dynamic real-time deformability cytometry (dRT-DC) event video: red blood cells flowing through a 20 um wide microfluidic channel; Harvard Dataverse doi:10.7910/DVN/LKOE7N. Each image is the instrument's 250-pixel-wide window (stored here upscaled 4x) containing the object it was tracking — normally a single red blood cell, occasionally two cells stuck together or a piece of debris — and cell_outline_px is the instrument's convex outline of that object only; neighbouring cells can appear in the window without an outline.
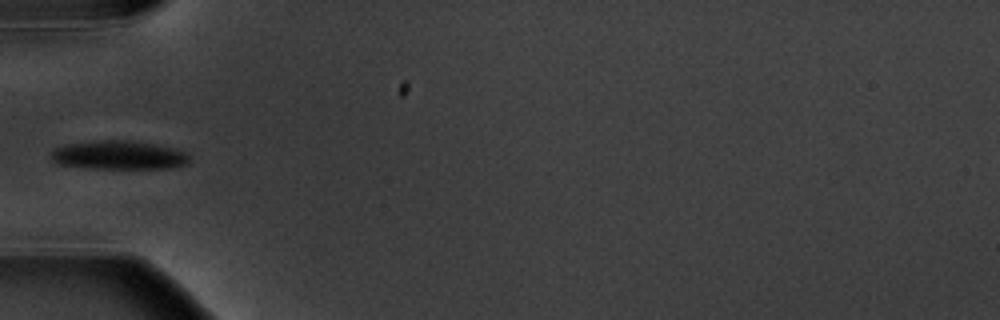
{"species": "common noctule bat (a hibernating species)", "species_latin": "Nyctalus noctula", "temperature_condition": "warm", "stored_images_in_passage": 8, "camera_frame_rate_fps": 3000, "um_per_image_px": 0.085, "animal": {"sex": "male", "body_mass_g": 20.1, "forearm_length_mm": 53.5}, "frame": {"image": 1, "passage_image": 5, "time_ms": 5.667, "image_size_px": [1000, 320], "cell_outline_px": [[188, 164], [172, 168], [88, 168], [56, 164], [52, 160], [52, 152], [56, 148], [68, 144], [104, 140], [124, 140], [152, 144], [172, 148], [184, 152], [188, 156]], "centroid_in_image_um": [10.08, 13.2], "position_along_channel_um": 74.9, "area_um2": 22.77}}
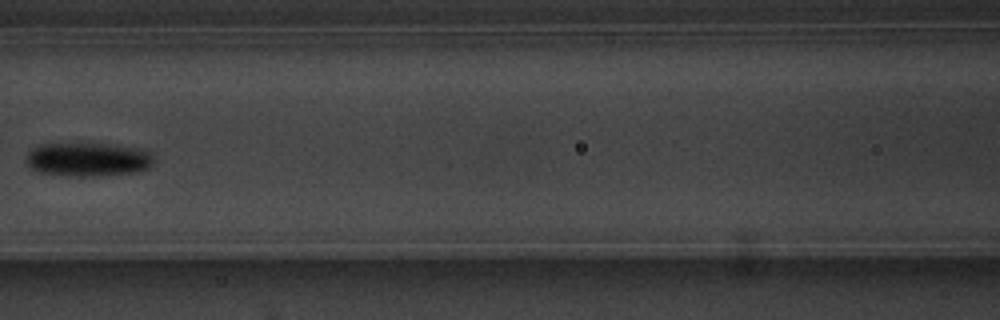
{"frame": {"image": 2, "passage_image": 7, "time_ms": 8.0, "image_size_px": [1000, 320], "cell_outline_px": [[156, 160], [148, 168], [136, 172], [92, 176], [76, 176], [40, 172], [32, 168], [28, 164], [28, 152], [32, 148], [40, 144], [80, 140], [144, 148], [152, 152]], "centroid_in_image_um": [7.54, 13.48], "position_along_channel_um": 159.1, "area_um2": 26.18}}